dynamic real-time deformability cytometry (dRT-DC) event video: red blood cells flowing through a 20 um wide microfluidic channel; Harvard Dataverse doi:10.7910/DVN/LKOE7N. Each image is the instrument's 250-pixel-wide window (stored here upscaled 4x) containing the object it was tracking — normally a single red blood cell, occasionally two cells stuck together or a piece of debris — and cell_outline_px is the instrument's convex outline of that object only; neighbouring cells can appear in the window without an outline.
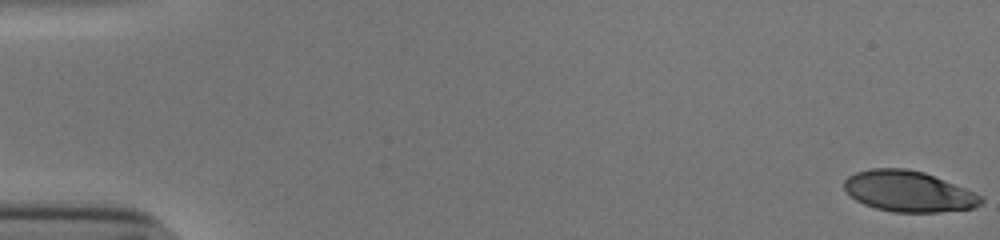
{"species": "human", "species_latin": "Homo sapiens", "temperature_condition": "cold", "stored_images_in_passage": 54, "camera_frame_rate_fps": 3000, "um_per_image_px": 0.085, "donor": {"sex": "male"}, "frame": {"image": 1, "passage_image": 1, "time_ms": 0.0, "image_size_px": [1000, 240], "cell_outline_px": [[984, 200], [980, 204], [972, 208], [936, 212], [892, 212], [876, 208], [864, 204], [856, 200], [844, 188], [844, 180], [848, 176], [856, 172], [872, 168], [904, 168], [924, 172], [984, 196]], "centroid_in_image_um": [77.22, 16.26], "position_along_channel_um": 7.8, "area_um2": 32.37}}
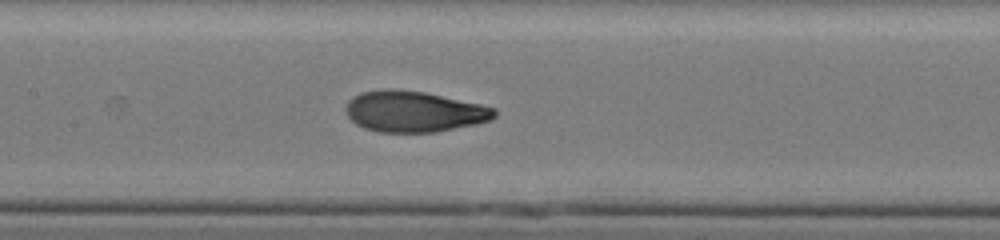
{"frame": {"image": 2, "passage_image": 27, "time_ms": 8.667, "image_size_px": [1000, 240], "cell_outline_px": [[496, 116], [492, 120], [476, 124], [436, 132], [380, 132], [364, 128], [356, 124], [348, 116], [344, 108], [348, 100], [352, 96], [360, 92], [384, 88], [392, 88], [424, 92], [480, 104], [496, 108]], "centroid_in_image_um": [35.16, 9.47], "position_along_channel_um": 172.2, "area_um2": 35.72}}
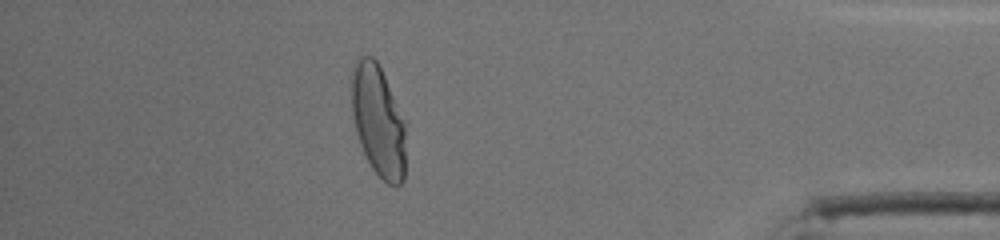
{"frame": {"image": 3, "passage_image": 48, "time_ms": 15.667, "image_size_px": [1000, 240], "cell_outline_px": [[404, 180], [396, 188], [388, 184], [372, 168], [360, 144], [356, 132], [352, 112], [352, 76], [356, 60], [360, 56], [372, 56], [376, 60], [384, 76], [404, 120]], "centroid_in_image_um": [32.14, 10.29], "position_along_channel_um": 403.1, "area_um2": 34.51}, "authors_computed_cell_mechanics": {"area_um2": 35.0268, "velocity_mm_per_s": 3.8522, "shape_relaxation_time_tau1_ms": 5.0062, "shape_relaxation_time_tau2_ms": 0.8267, "deformation_change_tau1": 0.2164, "deformation_change_tau2": 0.0625}}